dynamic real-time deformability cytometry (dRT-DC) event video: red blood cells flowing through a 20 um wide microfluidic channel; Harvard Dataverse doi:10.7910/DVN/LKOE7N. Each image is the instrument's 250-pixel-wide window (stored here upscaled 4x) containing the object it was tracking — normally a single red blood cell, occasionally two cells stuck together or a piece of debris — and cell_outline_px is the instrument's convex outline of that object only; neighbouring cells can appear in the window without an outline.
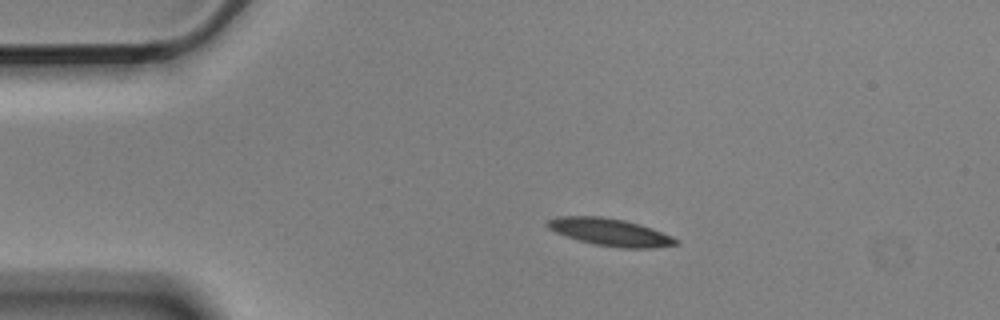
{"species": "Egyptian fruit bat (a non-hibernating species)", "species_latin": "Rousettus aegyptiacus", "temperature_condition": "cold", "stored_images_in_passage": 3, "camera_frame_rate_fps": 3000, "um_per_image_px": 0.085, "animal": {"sex": "male"}, "frame": {"image": 1, "passage_image": 1, "time_ms": 0.0, "image_size_px": [1000, 320], "cell_outline_px": [[680, 244], [656, 248], [620, 248], [592, 244], [556, 232], [548, 228], [544, 224], [548, 220], [556, 216], [600, 216], [624, 220], [640, 224], [652, 228], [672, 236], [680, 240]], "centroid_in_image_um": [51.9, 19.73], "position_along_channel_um": 33.1, "area_um2": 20.63}}
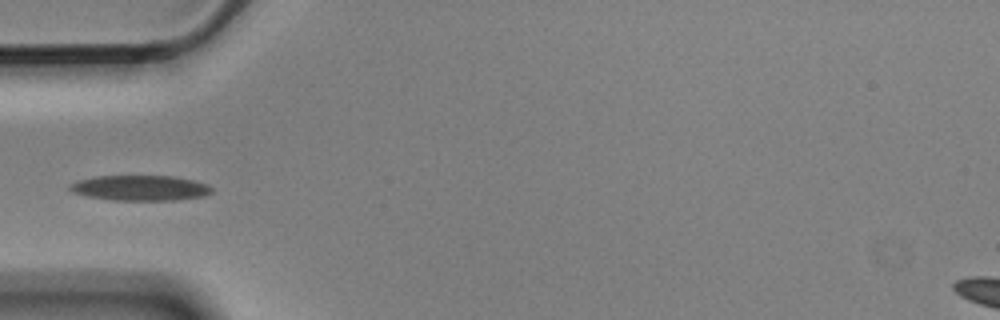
{"frame": {"image": 2, "passage_image": 3, "time_ms": 0.667, "image_size_px": [1000, 320], "cell_outline_px": [[212, 192], [204, 196], [176, 200], [112, 200], [88, 196], [72, 192], [68, 188], [68, 184], [80, 180], [96, 176], [176, 176], [208, 184], [212, 188]], "centroid_in_image_um": [11.92, 15.97], "position_along_channel_um": 73.1, "area_um2": 20.92}}